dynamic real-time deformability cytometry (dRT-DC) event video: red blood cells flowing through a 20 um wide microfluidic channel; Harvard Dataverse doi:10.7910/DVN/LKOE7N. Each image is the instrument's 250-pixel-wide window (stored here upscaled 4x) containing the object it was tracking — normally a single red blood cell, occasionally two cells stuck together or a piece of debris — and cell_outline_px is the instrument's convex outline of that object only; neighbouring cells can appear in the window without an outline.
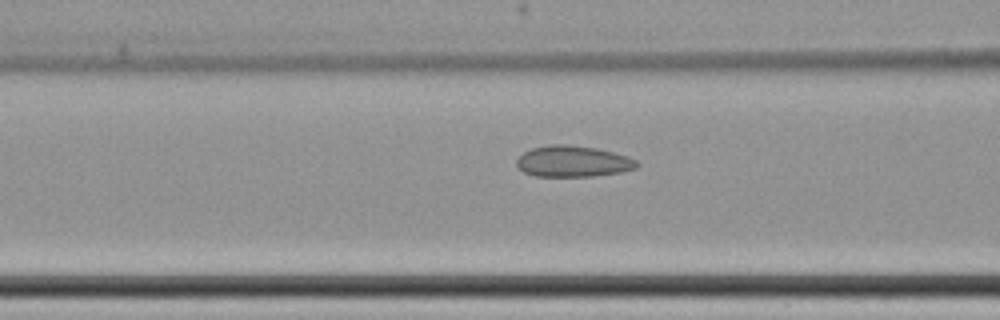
{"species": "common noctule bat (a hibernating species)", "species_latin": "Nyctalus noctula", "temperature_condition": "cold", "stored_images_in_passage": 38, "camera_frame_rate_fps": 3000, "um_per_image_px": 0.085, "animal": {"sex": "female", "body_mass_g": 22.7, "forearm_length_mm": 54.2}, "frame": {"image": 1, "passage_image": 21, "time_ms": 6.667, "image_size_px": [1000, 320], "cell_outline_px": [[640, 164], [636, 168], [620, 172], [592, 176], [536, 176], [524, 172], [516, 164], [516, 160], [524, 152], [532, 148], [552, 144], [564, 144], [596, 148], [628, 156], [636, 160]], "centroid_in_image_um": [48.71, 13.71], "position_along_channel_um": 117.9, "area_um2": 21.68}}
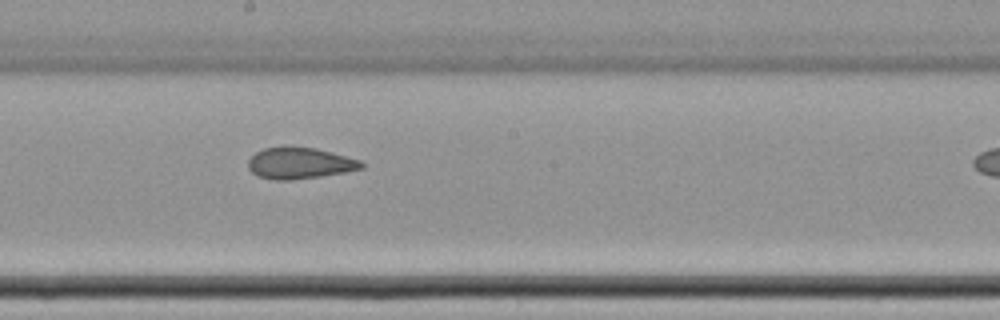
{"frame": {"image": 2, "passage_image": 30, "time_ms": 9.667, "image_size_px": [1000, 320], "cell_outline_px": [[364, 168], [344, 172], [320, 176], [292, 180], [272, 180], [256, 176], [248, 168], [248, 160], [256, 152], [264, 148], [316, 148], [332, 152], [360, 160], [364, 164]], "centroid_in_image_um": [25.47, 13.89], "position_along_channel_um": 222.7, "area_um2": 20.4}}
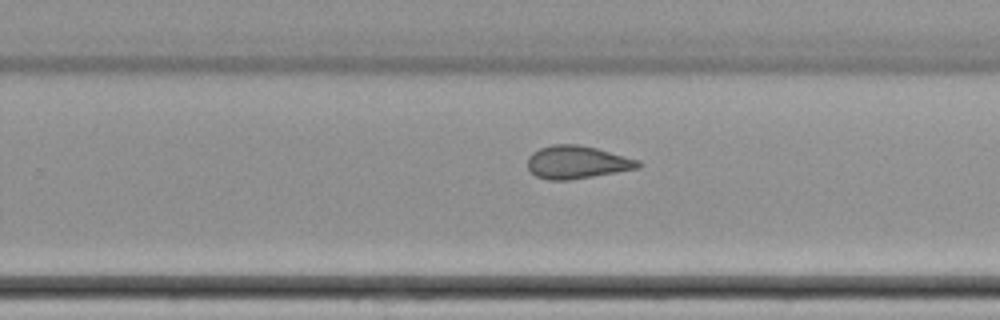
{"frame": {"image": 3, "passage_image": 35, "time_ms": 11.333, "image_size_px": [1000, 320], "cell_outline_px": [[644, 164], [640, 168], [568, 180], [548, 180], [536, 176], [528, 168], [528, 156], [532, 152], [540, 148], [552, 144], [576, 144], [596, 148], [640, 160]], "centroid_in_image_um": [49.06, 13.78], "position_along_channel_um": 280.7, "area_um2": 21.21}}